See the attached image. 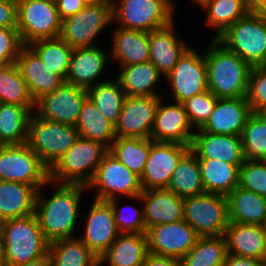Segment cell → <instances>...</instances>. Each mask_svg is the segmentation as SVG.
Listing matches in <instances>:
<instances>
[{"label":"cell","mask_w":266,"mask_h":266,"mask_svg":"<svg viewBox=\"0 0 266 266\" xmlns=\"http://www.w3.org/2000/svg\"><path fill=\"white\" fill-rule=\"evenodd\" d=\"M23 46L17 28H0V65L15 63Z\"/></svg>","instance_id":"cell-48"},{"label":"cell","mask_w":266,"mask_h":266,"mask_svg":"<svg viewBox=\"0 0 266 266\" xmlns=\"http://www.w3.org/2000/svg\"><path fill=\"white\" fill-rule=\"evenodd\" d=\"M263 226H264V230L266 231V220H265V223H264Z\"/></svg>","instance_id":"cell-61"},{"label":"cell","mask_w":266,"mask_h":266,"mask_svg":"<svg viewBox=\"0 0 266 266\" xmlns=\"http://www.w3.org/2000/svg\"><path fill=\"white\" fill-rule=\"evenodd\" d=\"M249 13H265L266 0H246Z\"/></svg>","instance_id":"cell-53"},{"label":"cell","mask_w":266,"mask_h":266,"mask_svg":"<svg viewBox=\"0 0 266 266\" xmlns=\"http://www.w3.org/2000/svg\"><path fill=\"white\" fill-rule=\"evenodd\" d=\"M162 96H127L115 125L116 137L150 138Z\"/></svg>","instance_id":"cell-19"},{"label":"cell","mask_w":266,"mask_h":266,"mask_svg":"<svg viewBox=\"0 0 266 266\" xmlns=\"http://www.w3.org/2000/svg\"><path fill=\"white\" fill-rule=\"evenodd\" d=\"M0 28H17V4L0 0Z\"/></svg>","instance_id":"cell-49"},{"label":"cell","mask_w":266,"mask_h":266,"mask_svg":"<svg viewBox=\"0 0 266 266\" xmlns=\"http://www.w3.org/2000/svg\"><path fill=\"white\" fill-rule=\"evenodd\" d=\"M239 186L266 198V160H245L240 167Z\"/></svg>","instance_id":"cell-47"},{"label":"cell","mask_w":266,"mask_h":266,"mask_svg":"<svg viewBox=\"0 0 266 266\" xmlns=\"http://www.w3.org/2000/svg\"><path fill=\"white\" fill-rule=\"evenodd\" d=\"M139 195L146 230L151 226L183 220V199L169 189L143 190Z\"/></svg>","instance_id":"cell-27"},{"label":"cell","mask_w":266,"mask_h":266,"mask_svg":"<svg viewBox=\"0 0 266 266\" xmlns=\"http://www.w3.org/2000/svg\"><path fill=\"white\" fill-rule=\"evenodd\" d=\"M246 100L254 113L266 111V65L251 68Z\"/></svg>","instance_id":"cell-46"},{"label":"cell","mask_w":266,"mask_h":266,"mask_svg":"<svg viewBox=\"0 0 266 266\" xmlns=\"http://www.w3.org/2000/svg\"><path fill=\"white\" fill-rule=\"evenodd\" d=\"M148 253L183 258L200 237L184 220L151 226L146 231Z\"/></svg>","instance_id":"cell-18"},{"label":"cell","mask_w":266,"mask_h":266,"mask_svg":"<svg viewBox=\"0 0 266 266\" xmlns=\"http://www.w3.org/2000/svg\"><path fill=\"white\" fill-rule=\"evenodd\" d=\"M16 266H51L49 253L43 257H40L36 260L30 261L25 264H20Z\"/></svg>","instance_id":"cell-54"},{"label":"cell","mask_w":266,"mask_h":266,"mask_svg":"<svg viewBox=\"0 0 266 266\" xmlns=\"http://www.w3.org/2000/svg\"><path fill=\"white\" fill-rule=\"evenodd\" d=\"M51 266H99L98 257L78 237L50 242Z\"/></svg>","instance_id":"cell-37"},{"label":"cell","mask_w":266,"mask_h":266,"mask_svg":"<svg viewBox=\"0 0 266 266\" xmlns=\"http://www.w3.org/2000/svg\"><path fill=\"white\" fill-rule=\"evenodd\" d=\"M142 266H182V264L178 258L157 256L148 253Z\"/></svg>","instance_id":"cell-51"},{"label":"cell","mask_w":266,"mask_h":266,"mask_svg":"<svg viewBox=\"0 0 266 266\" xmlns=\"http://www.w3.org/2000/svg\"><path fill=\"white\" fill-rule=\"evenodd\" d=\"M87 200L91 202L84 203V207H82L81 227H79L77 237L99 259L120 233L116 227L111 205L107 201L92 198ZM85 206H87L86 209Z\"/></svg>","instance_id":"cell-14"},{"label":"cell","mask_w":266,"mask_h":266,"mask_svg":"<svg viewBox=\"0 0 266 266\" xmlns=\"http://www.w3.org/2000/svg\"><path fill=\"white\" fill-rule=\"evenodd\" d=\"M245 160H266V114L252 112L241 133Z\"/></svg>","instance_id":"cell-44"},{"label":"cell","mask_w":266,"mask_h":266,"mask_svg":"<svg viewBox=\"0 0 266 266\" xmlns=\"http://www.w3.org/2000/svg\"><path fill=\"white\" fill-rule=\"evenodd\" d=\"M112 25V3L88 5L76 14L62 19L59 37L72 49L101 45V35L109 36Z\"/></svg>","instance_id":"cell-6"},{"label":"cell","mask_w":266,"mask_h":266,"mask_svg":"<svg viewBox=\"0 0 266 266\" xmlns=\"http://www.w3.org/2000/svg\"><path fill=\"white\" fill-rule=\"evenodd\" d=\"M147 254L146 233H120L99 258V266H142Z\"/></svg>","instance_id":"cell-29"},{"label":"cell","mask_w":266,"mask_h":266,"mask_svg":"<svg viewBox=\"0 0 266 266\" xmlns=\"http://www.w3.org/2000/svg\"><path fill=\"white\" fill-rule=\"evenodd\" d=\"M229 222L264 225L266 198L237 186L227 196Z\"/></svg>","instance_id":"cell-32"},{"label":"cell","mask_w":266,"mask_h":266,"mask_svg":"<svg viewBox=\"0 0 266 266\" xmlns=\"http://www.w3.org/2000/svg\"><path fill=\"white\" fill-rule=\"evenodd\" d=\"M194 43L195 46L191 45L164 77V84L167 86L164 89H167V92L164 91L166 95L163 94V97L166 99L182 104L187 99L208 90L204 48L200 50L196 42Z\"/></svg>","instance_id":"cell-8"},{"label":"cell","mask_w":266,"mask_h":266,"mask_svg":"<svg viewBox=\"0 0 266 266\" xmlns=\"http://www.w3.org/2000/svg\"><path fill=\"white\" fill-rule=\"evenodd\" d=\"M107 202L113 210L119 233H146L140 195L128 198H114Z\"/></svg>","instance_id":"cell-42"},{"label":"cell","mask_w":266,"mask_h":266,"mask_svg":"<svg viewBox=\"0 0 266 266\" xmlns=\"http://www.w3.org/2000/svg\"><path fill=\"white\" fill-rule=\"evenodd\" d=\"M88 98L114 126L117 124L126 94L118 80L112 76L87 89Z\"/></svg>","instance_id":"cell-38"},{"label":"cell","mask_w":266,"mask_h":266,"mask_svg":"<svg viewBox=\"0 0 266 266\" xmlns=\"http://www.w3.org/2000/svg\"><path fill=\"white\" fill-rule=\"evenodd\" d=\"M227 254L224 236H205L180 261L182 266H223Z\"/></svg>","instance_id":"cell-41"},{"label":"cell","mask_w":266,"mask_h":266,"mask_svg":"<svg viewBox=\"0 0 266 266\" xmlns=\"http://www.w3.org/2000/svg\"><path fill=\"white\" fill-rule=\"evenodd\" d=\"M87 98V89L64 81L35 102L34 112L43 119L75 126Z\"/></svg>","instance_id":"cell-16"},{"label":"cell","mask_w":266,"mask_h":266,"mask_svg":"<svg viewBox=\"0 0 266 266\" xmlns=\"http://www.w3.org/2000/svg\"><path fill=\"white\" fill-rule=\"evenodd\" d=\"M108 152L100 142L79 135L72 147L49 169V181L87 186Z\"/></svg>","instance_id":"cell-4"},{"label":"cell","mask_w":266,"mask_h":266,"mask_svg":"<svg viewBox=\"0 0 266 266\" xmlns=\"http://www.w3.org/2000/svg\"><path fill=\"white\" fill-rule=\"evenodd\" d=\"M224 237L228 253L256 260L266 259L264 226L229 222Z\"/></svg>","instance_id":"cell-28"},{"label":"cell","mask_w":266,"mask_h":266,"mask_svg":"<svg viewBox=\"0 0 266 266\" xmlns=\"http://www.w3.org/2000/svg\"><path fill=\"white\" fill-rule=\"evenodd\" d=\"M0 181L28 184L39 190L49 182V169L26 143L0 145Z\"/></svg>","instance_id":"cell-12"},{"label":"cell","mask_w":266,"mask_h":266,"mask_svg":"<svg viewBox=\"0 0 266 266\" xmlns=\"http://www.w3.org/2000/svg\"><path fill=\"white\" fill-rule=\"evenodd\" d=\"M35 106L0 104V145L27 142L28 123Z\"/></svg>","instance_id":"cell-34"},{"label":"cell","mask_w":266,"mask_h":266,"mask_svg":"<svg viewBox=\"0 0 266 266\" xmlns=\"http://www.w3.org/2000/svg\"><path fill=\"white\" fill-rule=\"evenodd\" d=\"M105 1L113 4L116 0H105Z\"/></svg>","instance_id":"cell-59"},{"label":"cell","mask_w":266,"mask_h":266,"mask_svg":"<svg viewBox=\"0 0 266 266\" xmlns=\"http://www.w3.org/2000/svg\"><path fill=\"white\" fill-rule=\"evenodd\" d=\"M179 4L176 0H116L112 4L113 26L151 32L178 18Z\"/></svg>","instance_id":"cell-5"},{"label":"cell","mask_w":266,"mask_h":266,"mask_svg":"<svg viewBox=\"0 0 266 266\" xmlns=\"http://www.w3.org/2000/svg\"><path fill=\"white\" fill-rule=\"evenodd\" d=\"M28 46L52 72L66 80L73 49L62 38L39 39Z\"/></svg>","instance_id":"cell-40"},{"label":"cell","mask_w":266,"mask_h":266,"mask_svg":"<svg viewBox=\"0 0 266 266\" xmlns=\"http://www.w3.org/2000/svg\"><path fill=\"white\" fill-rule=\"evenodd\" d=\"M78 136L75 126L43 119L33 112L28 123L26 144L50 169L72 147Z\"/></svg>","instance_id":"cell-9"},{"label":"cell","mask_w":266,"mask_h":266,"mask_svg":"<svg viewBox=\"0 0 266 266\" xmlns=\"http://www.w3.org/2000/svg\"><path fill=\"white\" fill-rule=\"evenodd\" d=\"M87 193L85 185L58 184L51 181L38 190L35 215L49 242L77 237L81 207L84 205L82 202L87 201Z\"/></svg>","instance_id":"cell-1"},{"label":"cell","mask_w":266,"mask_h":266,"mask_svg":"<svg viewBox=\"0 0 266 266\" xmlns=\"http://www.w3.org/2000/svg\"><path fill=\"white\" fill-rule=\"evenodd\" d=\"M209 39L204 45L208 90L218 99L246 97L252 67L217 39Z\"/></svg>","instance_id":"cell-2"},{"label":"cell","mask_w":266,"mask_h":266,"mask_svg":"<svg viewBox=\"0 0 266 266\" xmlns=\"http://www.w3.org/2000/svg\"><path fill=\"white\" fill-rule=\"evenodd\" d=\"M263 266H266V259L263 260Z\"/></svg>","instance_id":"cell-60"},{"label":"cell","mask_w":266,"mask_h":266,"mask_svg":"<svg viewBox=\"0 0 266 266\" xmlns=\"http://www.w3.org/2000/svg\"><path fill=\"white\" fill-rule=\"evenodd\" d=\"M4 1H8V2H11V3H15V4H17V2H18L19 0H4Z\"/></svg>","instance_id":"cell-58"},{"label":"cell","mask_w":266,"mask_h":266,"mask_svg":"<svg viewBox=\"0 0 266 266\" xmlns=\"http://www.w3.org/2000/svg\"><path fill=\"white\" fill-rule=\"evenodd\" d=\"M61 19L74 15L85 7L82 0H55Z\"/></svg>","instance_id":"cell-50"},{"label":"cell","mask_w":266,"mask_h":266,"mask_svg":"<svg viewBox=\"0 0 266 266\" xmlns=\"http://www.w3.org/2000/svg\"><path fill=\"white\" fill-rule=\"evenodd\" d=\"M0 238L7 266L25 264L49 253L50 242L45 238L35 213L1 222Z\"/></svg>","instance_id":"cell-3"},{"label":"cell","mask_w":266,"mask_h":266,"mask_svg":"<svg viewBox=\"0 0 266 266\" xmlns=\"http://www.w3.org/2000/svg\"><path fill=\"white\" fill-rule=\"evenodd\" d=\"M0 103L35 106L16 62L0 65Z\"/></svg>","instance_id":"cell-43"},{"label":"cell","mask_w":266,"mask_h":266,"mask_svg":"<svg viewBox=\"0 0 266 266\" xmlns=\"http://www.w3.org/2000/svg\"><path fill=\"white\" fill-rule=\"evenodd\" d=\"M61 23L55 0L17 2V29L24 45L39 39L59 37Z\"/></svg>","instance_id":"cell-13"},{"label":"cell","mask_w":266,"mask_h":266,"mask_svg":"<svg viewBox=\"0 0 266 266\" xmlns=\"http://www.w3.org/2000/svg\"><path fill=\"white\" fill-rule=\"evenodd\" d=\"M82 1L85 4V6L109 3V2H106L105 0H82Z\"/></svg>","instance_id":"cell-56"},{"label":"cell","mask_w":266,"mask_h":266,"mask_svg":"<svg viewBox=\"0 0 266 266\" xmlns=\"http://www.w3.org/2000/svg\"><path fill=\"white\" fill-rule=\"evenodd\" d=\"M251 113L246 97L217 99L213 113L200 130L212 134L240 136Z\"/></svg>","instance_id":"cell-25"},{"label":"cell","mask_w":266,"mask_h":266,"mask_svg":"<svg viewBox=\"0 0 266 266\" xmlns=\"http://www.w3.org/2000/svg\"><path fill=\"white\" fill-rule=\"evenodd\" d=\"M183 220L200 237L224 236L229 224L227 197L204 192L184 198Z\"/></svg>","instance_id":"cell-11"},{"label":"cell","mask_w":266,"mask_h":266,"mask_svg":"<svg viewBox=\"0 0 266 266\" xmlns=\"http://www.w3.org/2000/svg\"><path fill=\"white\" fill-rule=\"evenodd\" d=\"M37 194L34 186L0 181V223L34 214Z\"/></svg>","instance_id":"cell-30"},{"label":"cell","mask_w":266,"mask_h":266,"mask_svg":"<svg viewBox=\"0 0 266 266\" xmlns=\"http://www.w3.org/2000/svg\"><path fill=\"white\" fill-rule=\"evenodd\" d=\"M0 266H7L6 261H5V254H4L1 238H0Z\"/></svg>","instance_id":"cell-55"},{"label":"cell","mask_w":266,"mask_h":266,"mask_svg":"<svg viewBox=\"0 0 266 266\" xmlns=\"http://www.w3.org/2000/svg\"><path fill=\"white\" fill-rule=\"evenodd\" d=\"M75 127L80 136L100 142L108 149L116 138L115 126L104 117L89 98L82 105Z\"/></svg>","instance_id":"cell-35"},{"label":"cell","mask_w":266,"mask_h":266,"mask_svg":"<svg viewBox=\"0 0 266 266\" xmlns=\"http://www.w3.org/2000/svg\"><path fill=\"white\" fill-rule=\"evenodd\" d=\"M223 266H263V260L228 253Z\"/></svg>","instance_id":"cell-52"},{"label":"cell","mask_w":266,"mask_h":266,"mask_svg":"<svg viewBox=\"0 0 266 266\" xmlns=\"http://www.w3.org/2000/svg\"><path fill=\"white\" fill-rule=\"evenodd\" d=\"M110 33V40L105 39L113 68L149 61V32L112 25Z\"/></svg>","instance_id":"cell-22"},{"label":"cell","mask_w":266,"mask_h":266,"mask_svg":"<svg viewBox=\"0 0 266 266\" xmlns=\"http://www.w3.org/2000/svg\"><path fill=\"white\" fill-rule=\"evenodd\" d=\"M216 39L251 67L266 65L265 13H248Z\"/></svg>","instance_id":"cell-7"},{"label":"cell","mask_w":266,"mask_h":266,"mask_svg":"<svg viewBox=\"0 0 266 266\" xmlns=\"http://www.w3.org/2000/svg\"><path fill=\"white\" fill-rule=\"evenodd\" d=\"M194 132L195 129L183 104L162 96L156 109L150 138L156 142H174L191 146Z\"/></svg>","instance_id":"cell-20"},{"label":"cell","mask_w":266,"mask_h":266,"mask_svg":"<svg viewBox=\"0 0 266 266\" xmlns=\"http://www.w3.org/2000/svg\"><path fill=\"white\" fill-rule=\"evenodd\" d=\"M198 8L204 17L200 24H204V29H212L213 39L249 13L246 0H206Z\"/></svg>","instance_id":"cell-31"},{"label":"cell","mask_w":266,"mask_h":266,"mask_svg":"<svg viewBox=\"0 0 266 266\" xmlns=\"http://www.w3.org/2000/svg\"><path fill=\"white\" fill-rule=\"evenodd\" d=\"M189 5L195 6V7H200L206 0H187Z\"/></svg>","instance_id":"cell-57"},{"label":"cell","mask_w":266,"mask_h":266,"mask_svg":"<svg viewBox=\"0 0 266 266\" xmlns=\"http://www.w3.org/2000/svg\"><path fill=\"white\" fill-rule=\"evenodd\" d=\"M113 69H116L113 76L127 96H163L164 76L150 61Z\"/></svg>","instance_id":"cell-24"},{"label":"cell","mask_w":266,"mask_h":266,"mask_svg":"<svg viewBox=\"0 0 266 266\" xmlns=\"http://www.w3.org/2000/svg\"><path fill=\"white\" fill-rule=\"evenodd\" d=\"M202 183L207 193L227 196L239 185L240 167L214 159H198Z\"/></svg>","instance_id":"cell-33"},{"label":"cell","mask_w":266,"mask_h":266,"mask_svg":"<svg viewBox=\"0 0 266 266\" xmlns=\"http://www.w3.org/2000/svg\"><path fill=\"white\" fill-rule=\"evenodd\" d=\"M151 150V138L116 137L109 152L130 171L141 177Z\"/></svg>","instance_id":"cell-39"},{"label":"cell","mask_w":266,"mask_h":266,"mask_svg":"<svg viewBox=\"0 0 266 266\" xmlns=\"http://www.w3.org/2000/svg\"><path fill=\"white\" fill-rule=\"evenodd\" d=\"M86 188L89 197L91 198L92 195L93 199L99 201L134 197L143 191L140 177L124 166L110 152L103 157Z\"/></svg>","instance_id":"cell-10"},{"label":"cell","mask_w":266,"mask_h":266,"mask_svg":"<svg viewBox=\"0 0 266 266\" xmlns=\"http://www.w3.org/2000/svg\"><path fill=\"white\" fill-rule=\"evenodd\" d=\"M217 99L212 92L206 90L182 103L188 119L195 130L200 129L209 119L213 113Z\"/></svg>","instance_id":"cell-45"},{"label":"cell","mask_w":266,"mask_h":266,"mask_svg":"<svg viewBox=\"0 0 266 266\" xmlns=\"http://www.w3.org/2000/svg\"><path fill=\"white\" fill-rule=\"evenodd\" d=\"M190 148L198 159H214L235 165L245 162L241 136L238 135H219L196 129Z\"/></svg>","instance_id":"cell-23"},{"label":"cell","mask_w":266,"mask_h":266,"mask_svg":"<svg viewBox=\"0 0 266 266\" xmlns=\"http://www.w3.org/2000/svg\"><path fill=\"white\" fill-rule=\"evenodd\" d=\"M167 189L182 199L205 192L198 156L191 149L180 159Z\"/></svg>","instance_id":"cell-36"},{"label":"cell","mask_w":266,"mask_h":266,"mask_svg":"<svg viewBox=\"0 0 266 266\" xmlns=\"http://www.w3.org/2000/svg\"><path fill=\"white\" fill-rule=\"evenodd\" d=\"M110 68L112 65L106 40H103L101 47L96 45L73 49L65 82L88 89L112 77L113 73L108 74L113 71Z\"/></svg>","instance_id":"cell-15"},{"label":"cell","mask_w":266,"mask_h":266,"mask_svg":"<svg viewBox=\"0 0 266 266\" xmlns=\"http://www.w3.org/2000/svg\"><path fill=\"white\" fill-rule=\"evenodd\" d=\"M190 146L151 139V150L140 177L143 190L167 188L180 159Z\"/></svg>","instance_id":"cell-17"},{"label":"cell","mask_w":266,"mask_h":266,"mask_svg":"<svg viewBox=\"0 0 266 266\" xmlns=\"http://www.w3.org/2000/svg\"><path fill=\"white\" fill-rule=\"evenodd\" d=\"M16 64L35 102L43 95L56 90L64 82L28 45L21 48Z\"/></svg>","instance_id":"cell-26"},{"label":"cell","mask_w":266,"mask_h":266,"mask_svg":"<svg viewBox=\"0 0 266 266\" xmlns=\"http://www.w3.org/2000/svg\"><path fill=\"white\" fill-rule=\"evenodd\" d=\"M176 20L178 22L175 19L167 26L149 32V61L164 77L192 45L179 34Z\"/></svg>","instance_id":"cell-21"}]
</instances>
